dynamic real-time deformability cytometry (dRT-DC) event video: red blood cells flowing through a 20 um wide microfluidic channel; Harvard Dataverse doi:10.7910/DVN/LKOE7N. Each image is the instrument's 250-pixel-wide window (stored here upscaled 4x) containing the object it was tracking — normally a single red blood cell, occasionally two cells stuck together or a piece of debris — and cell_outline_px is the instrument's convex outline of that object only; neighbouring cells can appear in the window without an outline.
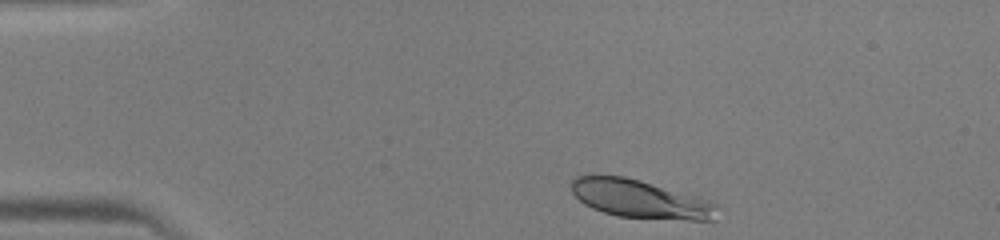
{"species": "human", "species_latin": "Homo sapiens", "temperature_condition": "warm", "stored_images_in_passage": 39, "camera_frame_rate_fps": 3000, "um_per_image_px": 0.085, "donor": {"sex": "male"}, "frame": {"image": 1, "passage_image": 1, "time_ms": 0.0, "image_size_px": [1000, 240], "cell_outline_px": [[716, 220], [688, 220], [616, 216], [592, 208], [584, 204], [572, 192], [572, 180], [576, 176], [624, 176], [708, 200], [716, 204]], "centroid_in_image_um": [54.4, 16.93], "position_along_channel_um": 30.6, "area_um2": 31.79}}
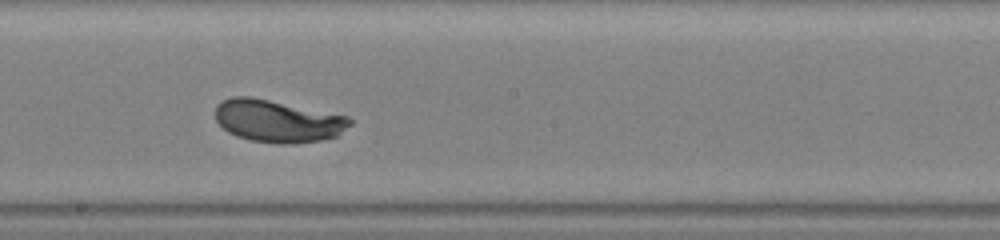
{"frame": {"image": 2, "passage_image": 19, "time_ms": 6.0, "image_size_px": [1000, 240], "cell_outline_px": [[352, 124], [336, 136], [320, 140], [292, 144], [280, 144], [252, 140], [236, 136], [228, 132], [216, 120], [216, 104], [232, 96], [248, 96], [348, 116], [352, 120]], "centroid_in_image_um": [23.6, 10.29], "position_along_channel_um": 224.6, "area_um2": 32.89}}
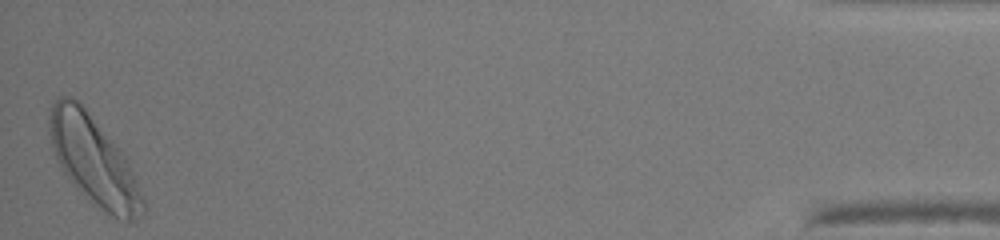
{"frame": {"image": 3, "passage_image": 39, "time_ms": 12.667, "image_size_px": [1000, 240], "cell_outline_px": [[144, 216], [136, 220], [124, 220], [112, 216], [100, 208], [64, 172], [56, 156], [48, 132], [48, 116], [52, 104], [60, 96], [72, 96], [84, 108], [112, 140], [128, 160], [144, 200]], "centroid_in_image_um": [7.97, 13.63], "position_along_channel_um": 427.2, "area_um2": 46.82}}